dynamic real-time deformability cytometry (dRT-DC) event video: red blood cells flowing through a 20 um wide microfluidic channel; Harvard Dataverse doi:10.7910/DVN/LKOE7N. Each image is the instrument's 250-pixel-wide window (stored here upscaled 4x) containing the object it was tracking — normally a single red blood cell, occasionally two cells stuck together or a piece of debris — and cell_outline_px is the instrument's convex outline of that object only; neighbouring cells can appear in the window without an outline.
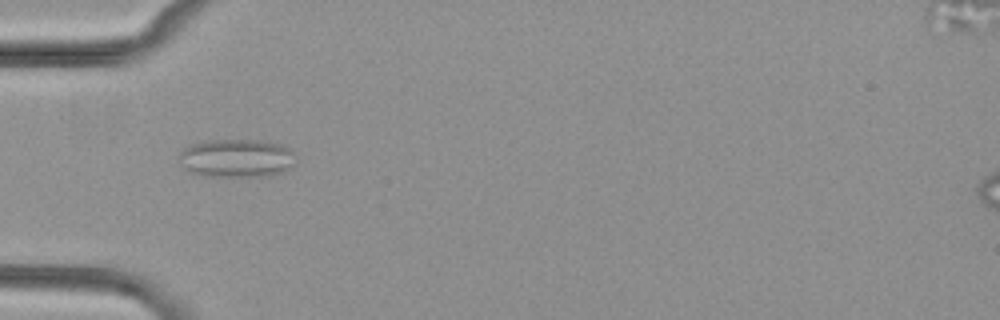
{"species": "common noctule bat (a hibernating species)", "species_latin": "Nyctalus noctula", "temperature_condition": "cold", "stored_images_in_passage": 6, "camera_frame_rate_fps": 3000, "um_per_image_px": 0.085, "animal": {"sex": "female", "body_mass_g": 29.2, "forearm_length_mm": 56.3}, "frame": {"image": 1, "passage_image": 5, "time_ms": 4.667, "image_size_px": [1000, 320], "cell_outline_px": [[296, 164], [284, 172], [272, 176], [200, 176], [188, 172], [176, 160], [180, 152], [184, 148], [192, 144], [204, 140], [260, 140], [280, 144], [288, 148], [292, 152]], "centroid_in_image_um": [20.07, 13.46], "position_along_channel_um": 64.9, "area_um2": 26.59}}
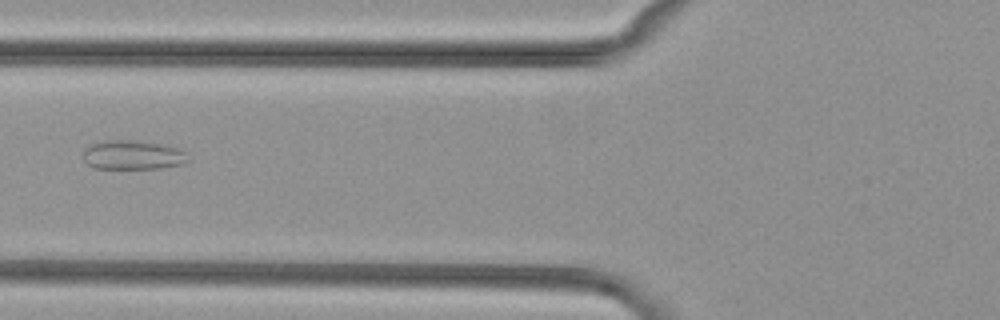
{"frame": {"image": 2, "passage_image": 6, "time_ms": 6.0, "image_size_px": [1000, 320], "cell_outline_px": [[192, 160], [184, 164], [160, 168], [92, 168], [84, 160], [84, 148], [92, 144], [104, 140], [132, 140], [160, 144], [184, 148], [188, 152]], "centroid_in_image_um": [11.38, 13.17], "position_along_channel_um": 114.4, "area_um2": 18.21}}